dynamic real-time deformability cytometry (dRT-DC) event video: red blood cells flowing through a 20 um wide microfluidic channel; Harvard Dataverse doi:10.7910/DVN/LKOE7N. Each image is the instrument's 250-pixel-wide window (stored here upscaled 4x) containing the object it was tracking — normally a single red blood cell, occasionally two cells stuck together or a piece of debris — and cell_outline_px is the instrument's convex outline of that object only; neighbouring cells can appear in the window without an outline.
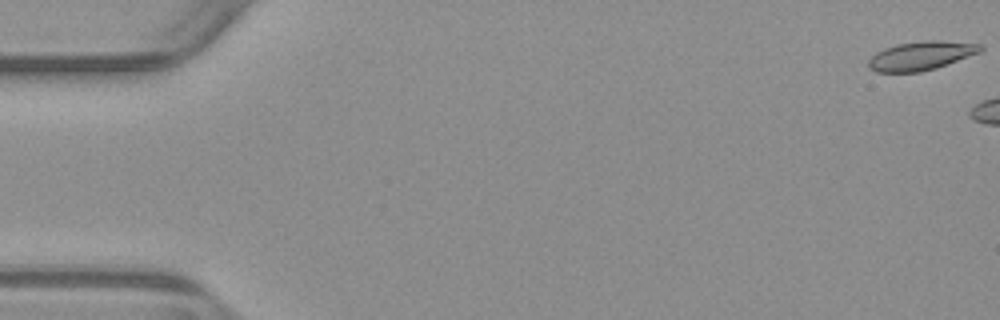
{"species": "common noctule bat (a hibernating species)", "species_latin": "Nyctalus noctula", "temperature_condition": "warm", "stored_images_in_passage": 5, "camera_frame_rate_fps": 3000, "um_per_image_px": 0.085, "animal": {"sex": "male", "body_mass_g": 23.1, "forearm_length_mm": 52.7}, "frame": {"image": 1, "passage_image": 1, "time_ms": 0.0, "image_size_px": [1000, 320], "cell_outline_px": [[984, 48], [980, 52], [936, 68], [920, 72], [876, 72], [868, 68], [868, 60], [876, 52], [884, 48], [896, 44], [924, 40], [940, 40], [984, 44]], "centroid_in_image_um": [78.29, 4.73], "position_along_channel_um": 6.7, "area_um2": 18.96}}